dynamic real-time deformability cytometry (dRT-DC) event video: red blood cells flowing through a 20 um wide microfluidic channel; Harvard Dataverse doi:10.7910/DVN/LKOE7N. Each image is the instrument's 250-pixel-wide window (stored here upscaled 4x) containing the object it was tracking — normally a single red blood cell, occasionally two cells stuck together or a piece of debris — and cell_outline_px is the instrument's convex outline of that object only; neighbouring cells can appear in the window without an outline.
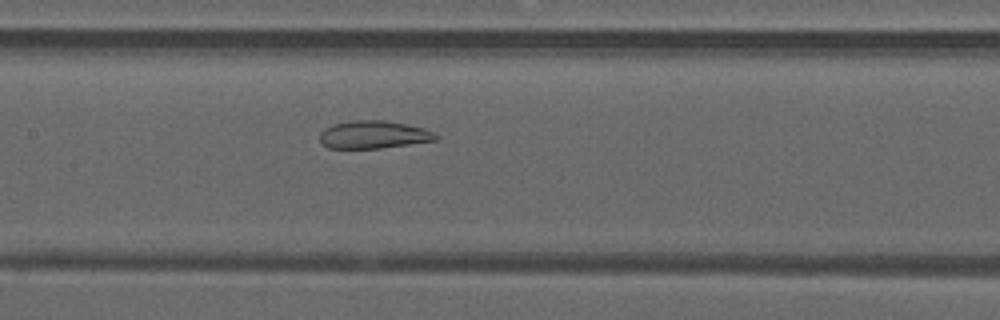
{"species": "common noctule bat (a hibernating species)", "species_latin": "Nyctalus noctula", "temperature_condition": "warm", "stored_images_in_passage": 50, "camera_frame_rate_fps": 3000, "um_per_image_px": 0.085, "animal": {"sex": "male", "forearm_length_mm": 52.5}, "frame": {"image": 1, "passage_image": 24, "time_ms": 7.667, "image_size_px": [1000, 320], "cell_outline_px": [[440, 136], [436, 140], [380, 148], [328, 148], [320, 144], [320, 132], [324, 128], [332, 124], [352, 120], [384, 120], [424, 128]], "centroid_in_image_um": [31.7, 11.44], "position_along_channel_um": 175.7, "area_um2": 18.79}}
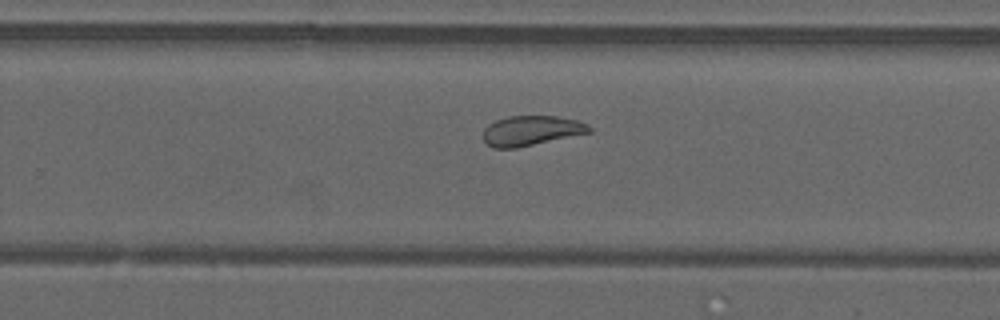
{"frame": {"image": 2, "passage_image": 32, "time_ms": 10.333, "image_size_px": [1000, 320], "cell_outline_px": [[592, 132], [516, 148], [492, 148], [484, 140], [484, 128], [488, 124], [496, 120], [508, 116], [556, 116], [576, 120], [588, 124], [592, 128]], "centroid_in_image_um": [45.16, 11.1], "position_along_channel_um": 284.6, "area_um2": 18.44}}
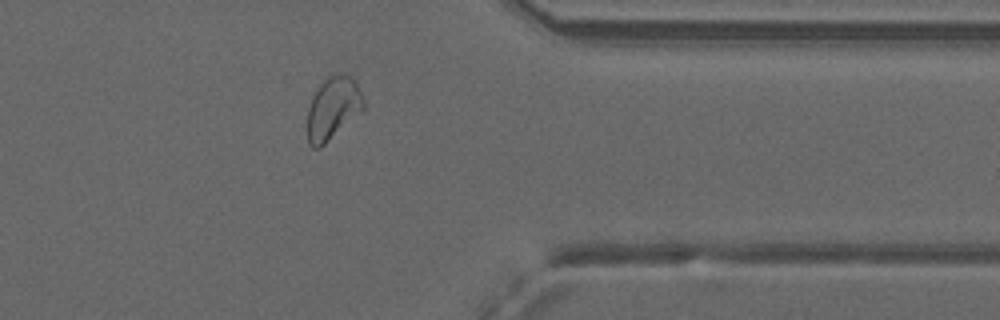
{"frame": {"image": 3, "passage_image": 40, "time_ms": 13.0, "image_size_px": [1000, 320], "cell_outline_px": [[364, 112], [320, 148], [312, 148], [308, 144], [308, 108], [312, 96], [320, 84], [328, 76], [348, 76], [356, 80], [364, 100]], "centroid_in_image_um": [28.32, 9.25], "position_along_channel_um": 383.1, "area_um2": 20.63}, "authors_computed_cell_mechanics": {"area_um2": 23.3223, "velocity_mm_per_s": 4.1123, "shape_relaxation_time_tau1_ms": null, "shape_relaxation_time_tau2_ms": 1.7088, "deformation_change_tau1": null, "deformation_change_tau2": 0.0775}}